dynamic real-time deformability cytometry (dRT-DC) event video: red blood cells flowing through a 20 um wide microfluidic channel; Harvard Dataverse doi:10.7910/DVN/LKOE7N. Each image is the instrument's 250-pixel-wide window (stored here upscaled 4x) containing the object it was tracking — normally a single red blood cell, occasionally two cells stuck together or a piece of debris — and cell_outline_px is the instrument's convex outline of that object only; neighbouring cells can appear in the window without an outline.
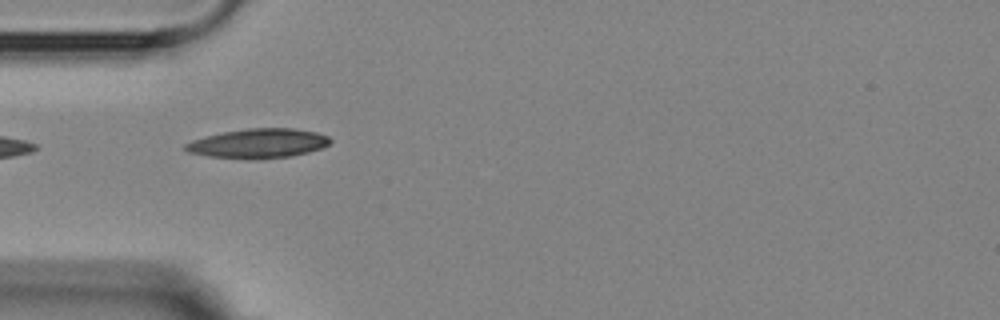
{"species": "Egyptian fruit bat (a non-hibernating species)", "species_latin": "Rousettus aegyptiacus", "temperature_condition": "room temperature", "stored_images_in_passage": 12, "camera_frame_rate_fps": 3000, "um_per_image_px": 0.085, "animal": {"sex": "female"}, "frame": {"image": 1, "passage_image": 2, "time_ms": 1.0, "image_size_px": [1000, 320], "cell_outline_px": [[332, 140], [328, 144], [320, 148], [308, 152], [288, 156], [260, 160], [248, 160], [208, 156], [188, 152], [184, 148], [184, 144], [192, 140], [204, 136], [224, 132], [248, 128], [292, 128], [316, 132], [328, 136]], "centroid_in_image_um": [21.92, 12.2], "position_along_channel_um": 63.1, "area_um2": 24.97}}
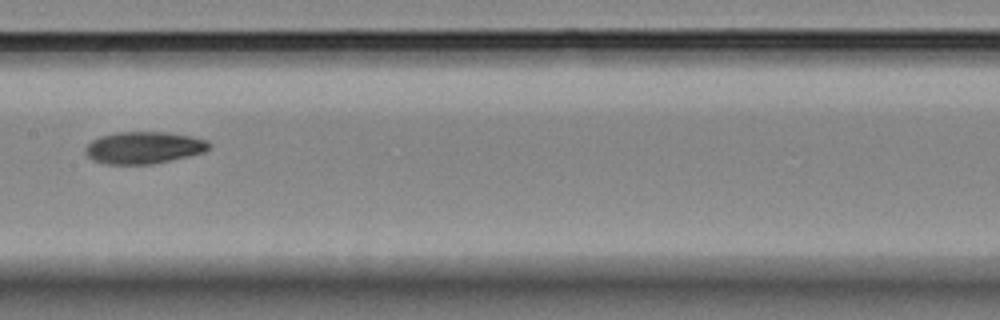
{"frame": {"image": 2, "passage_image": 5, "time_ms": 4.667, "image_size_px": [1000, 320], "cell_outline_px": [[212, 148], [204, 152], [188, 156], [152, 164], [108, 164], [92, 160], [84, 152], [84, 148], [92, 140], [100, 136], [116, 132], [168, 132], [192, 136], [208, 140], [212, 144]], "centroid_in_image_um": [12.25, 12.54], "position_along_channel_um": 195.2, "area_um2": 23.29}}
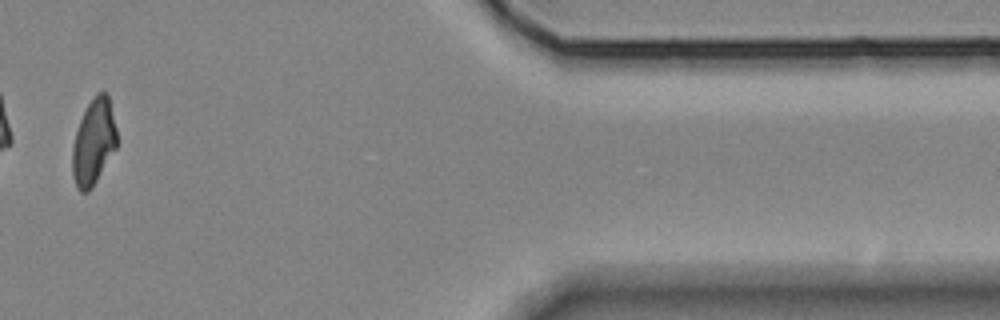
{"frame": {"image": 3, "passage_image": 10, "time_ms": 11.667, "image_size_px": [1000, 320], "cell_outline_px": [[116, 148], [92, 188], [88, 192], [80, 192], [76, 188], [72, 176], [72, 148], [76, 132], [80, 120], [88, 104], [96, 92], [108, 92], [116, 128]], "centroid_in_image_um": [7.95, 12.09], "position_along_channel_um": 403.5, "area_um2": 22.31}, "authors_computed_cell_mechanics": {"area_um2": 22.6576, "velocity_mm_per_s": 3.5959, "shape_relaxation_time_tau1_ms": 5.4364, "shape_relaxation_time_tau2_ms": null, "deformation_change_tau1": 0.1469, "deformation_change_tau2": null}}